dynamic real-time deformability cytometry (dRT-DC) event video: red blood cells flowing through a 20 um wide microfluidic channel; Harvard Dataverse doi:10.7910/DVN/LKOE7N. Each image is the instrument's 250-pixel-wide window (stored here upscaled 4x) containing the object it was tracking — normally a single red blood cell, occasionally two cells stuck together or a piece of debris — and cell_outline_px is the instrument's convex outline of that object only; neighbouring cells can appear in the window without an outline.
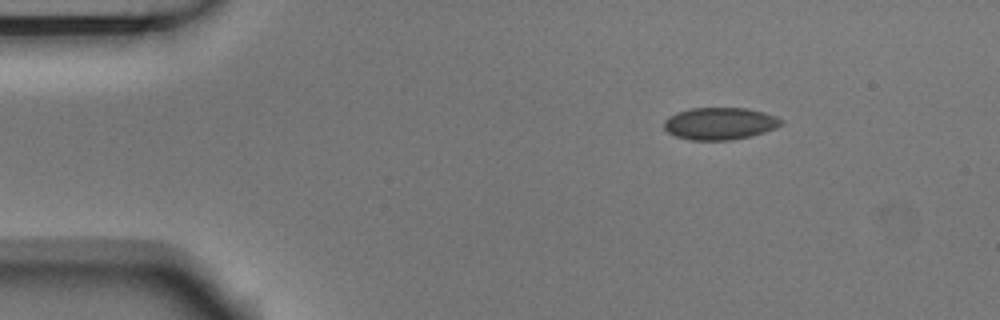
{"species": "Egyptian fruit bat (a non-hibernating species)", "species_latin": "Rousettus aegyptiacus", "temperature_condition": "room temperature", "stored_images_in_passage": 47, "camera_frame_rate_fps": 3000, "um_per_image_px": 0.085, "animal": {"sex": "male"}, "frame": {"image": 1, "passage_image": 1, "time_ms": 0.0, "image_size_px": [1000, 320], "cell_outline_px": [[784, 124], [776, 128], [764, 132], [732, 140], [692, 140], [676, 136], [668, 132], [664, 128], [664, 120], [668, 116], [676, 112], [692, 108], [748, 108], [764, 112], [776, 116], [784, 120]], "centroid_in_image_um": [61.2, 10.49], "position_along_channel_um": 23.8, "area_um2": 22.08}}
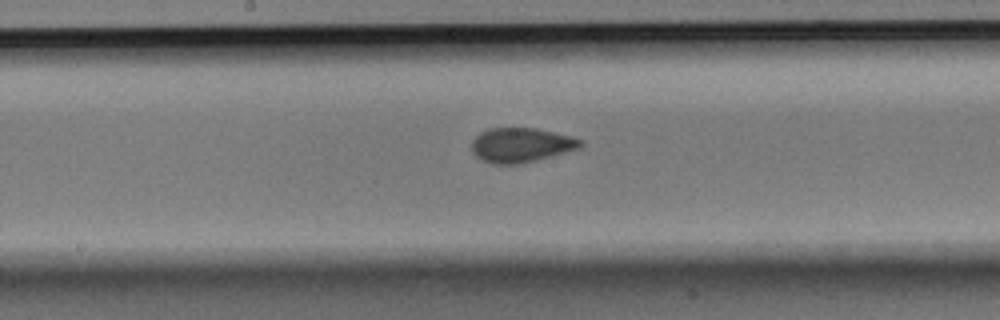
{"frame": {"image": 2, "passage_image": 21, "time_ms": 6.667, "image_size_px": [1000, 320], "cell_outline_px": [[584, 144], [580, 148], [516, 164], [492, 164], [476, 156], [472, 152], [472, 140], [480, 132], [488, 128], [536, 128], [584, 140]], "centroid_in_image_um": [44.26, 12.31], "position_along_channel_um": 203.9, "area_um2": 21.5}}
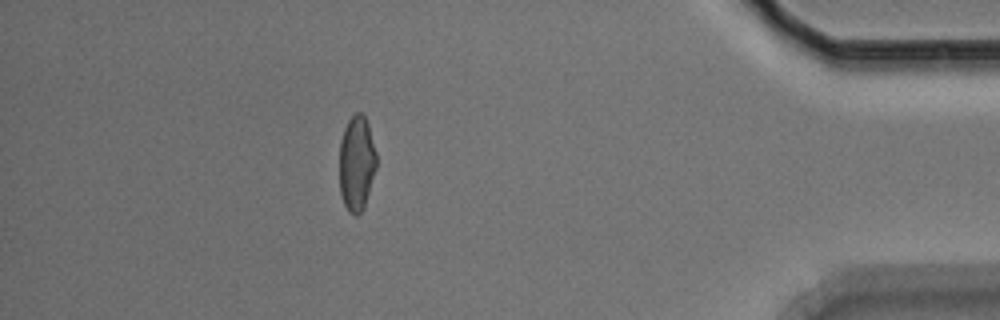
{"frame": {"image": 3, "passage_image": 41, "time_ms": 13.333, "image_size_px": [1000, 320], "cell_outline_px": [[376, 168], [364, 208], [356, 216], [348, 212], [344, 204], [340, 192], [340, 140], [344, 128], [348, 120], [356, 112], [360, 112], [364, 116], [368, 124], [376, 152]], "centroid_in_image_um": [30.31, 13.89], "position_along_channel_um": 404.9, "area_um2": 20.52}, "authors_computed_cell_mechanics": {"area_um2": 21.5016, "velocity_mm_per_s": 3.7134, "shape_relaxation_time_tau1_ms": 10.0208, "shape_relaxation_time_tau2_ms": null, "deformation_change_tau1": 0.1169, "deformation_change_tau2": null}}